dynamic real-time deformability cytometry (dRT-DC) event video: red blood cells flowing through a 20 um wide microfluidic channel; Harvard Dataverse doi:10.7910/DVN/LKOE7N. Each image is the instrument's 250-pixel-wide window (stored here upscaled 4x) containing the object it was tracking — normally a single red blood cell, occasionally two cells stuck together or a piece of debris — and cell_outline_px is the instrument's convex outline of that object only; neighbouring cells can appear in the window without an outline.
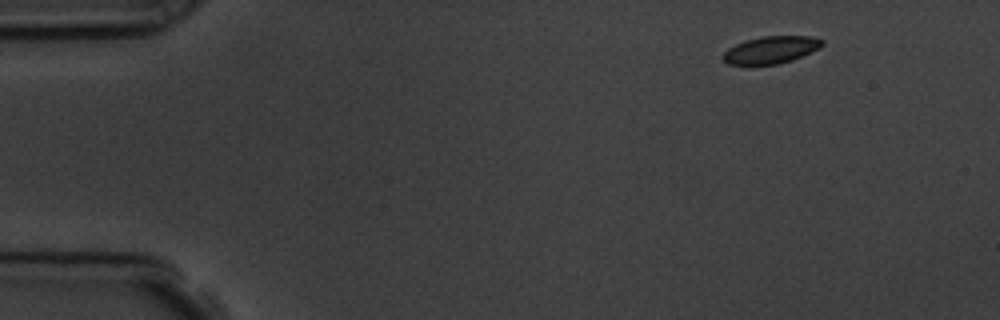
{"species": "common noctule bat (a hibernating species)", "species_latin": "Nyctalus noctula", "temperature_condition": "room temperature", "stored_images_in_passage": 4, "camera_frame_rate_fps": 3000, "um_per_image_px": 0.085, "animal": {"sex": "male", "body_mass_g": 19.5, "forearm_length_mm": 54.6}, "frame": {"image": 1, "passage_image": 1, "time_ms": 0.0, "image_size_px": [1000, 320], "cell_outline_px": [[824, 44], [820, 48], [792, 60], [776, 64], [728, 64], [720, 56], [728, 48], [744, 40], [760, 36], [812, 36], [824, 40]], "centroid_in_image_um": [65.53, 4.22], "position_along_channel_um": 19.5, "area_um2": 15.78}}